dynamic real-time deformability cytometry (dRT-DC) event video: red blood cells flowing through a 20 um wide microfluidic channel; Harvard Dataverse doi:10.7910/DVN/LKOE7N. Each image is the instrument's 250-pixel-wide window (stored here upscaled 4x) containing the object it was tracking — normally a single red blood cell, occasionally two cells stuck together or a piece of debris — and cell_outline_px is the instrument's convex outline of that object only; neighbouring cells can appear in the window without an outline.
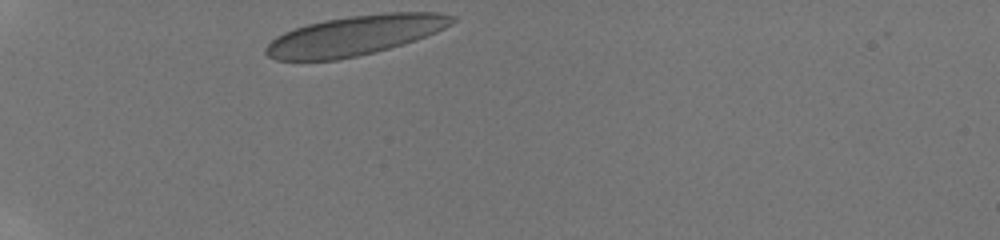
{"species": "human", "species_latin": "Homo sapiens", "temperature_condition": "room temperature", "stored_images_in_passage": 20, "camera_frame_rate_fps": 3000, "um_per_image_px": 0.085, "donor": {"sex": "male"}, "frame": {"image": 1, "passage_image": 1, "time_ms": 0.0, "image_size_px": [1000, 240], "cell_outline_px": [[456, 20], [452, 24], [436, 32], [416, 40], [388, 48], [356, 56], [336, 60], [276, 60], [268, 56], [264, 52], [264, 48], [276, 36], [284, 32], [308, 24], [324, 20], [348, 16], [384, 12], [440, 12], [456, 16]], "centroid_in_image_um": [30.19, 3.0], "position_along_channel_um": 54.8, "area_um2": 43.06}}
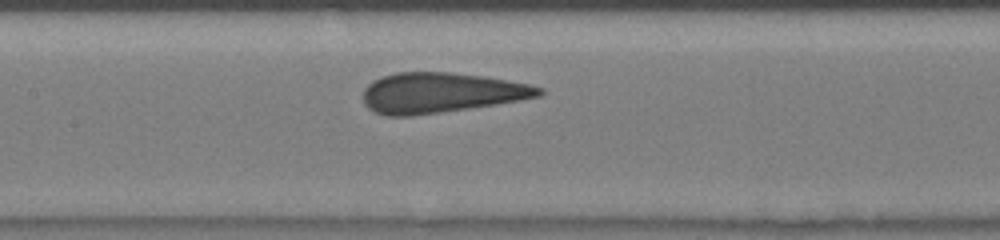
{"frame": {"image": 2, "passage_image": 8, "time_ms": 3.667, "image_size_px": [1000, 240], "cell_outline_px": [[544, 92], [540, 96], [520, 100], [496, 104], [412, 116], [388, 116], [376, 112], [368, 108], [364, 104], [364, 88], [372, 80], [380, 76], [396, 72], [452, 72], [484, 76], [528, 84], [544, 88]], "centroid_in_image_um": [37.45, 7.87], "position_along_channel_um": 169.9, "area_um2": 41.21}}
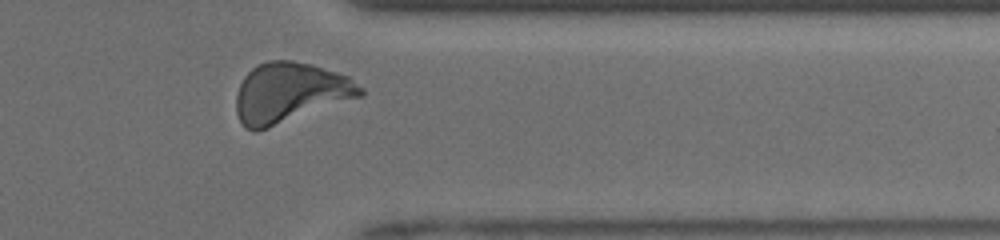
{"frame": {"image": 3, "passage_image": 18, "time_ms": 9.0, "image_size_px": [1000, 240], "cell_outline_px": [[364, 92], [360, 96], [268, 128], [256, 132], [244, 128], [236, 112], [236, 96], [240, 84], [244, 76], [252, 68], [268, 60], [292, 60], [312, 64], [348, 76], [364, 88]], "centroid_in_image_um": [24.61, 7.87], "position_along_channel_um": 386.8, "area_um2": 43.12}, "authors_computed_cell_mechanics": {"area_um2": 41.1247, "velocity_mm_per_s": 4.095, "shape_relaxation_time_tau1_ms": 6.9602, "shape_relaxation_time_tau2_ms": null, "deformation_change_tau1": 0.1736, "deformation_change_tau2": null}}